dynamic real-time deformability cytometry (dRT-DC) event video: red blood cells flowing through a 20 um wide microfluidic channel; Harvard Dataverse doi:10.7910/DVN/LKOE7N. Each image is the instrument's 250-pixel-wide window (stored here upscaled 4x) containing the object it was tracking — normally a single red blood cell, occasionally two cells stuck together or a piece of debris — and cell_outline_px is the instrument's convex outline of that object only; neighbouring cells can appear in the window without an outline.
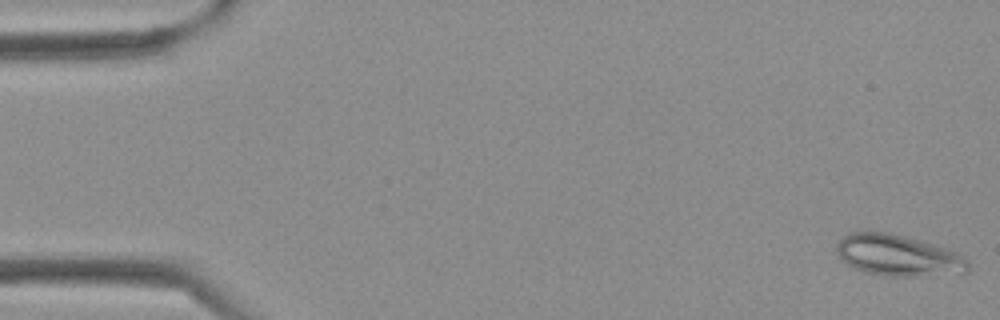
{"species": "Egyptian fruit bat (a non-hibernating species)", "species_latin": "Rousettus aegyptiacus", "temperature_condition": "cold", "stored_images_in_passage": 39, "camera_frame_rate_fps": 3000, "um_per_image_px": 0.085, "frame": {"image": 1, "passage_image": 1, "time_ms": 0.0, "image_size_px": [1000, 320], "cell_outline_px": [[968, 272], [964, 276], [888, 276], [868, 272], [852, 268], [840, 256], [836, 248], [836, 244], [848, 232], [888, 232], [920, 240], [948, 248], [960, 252], [968, 260]], "centroid_in_image_um": [76.47, 21.73], "position_along_channel_um": 8.5, "area_um2": 32.19}}
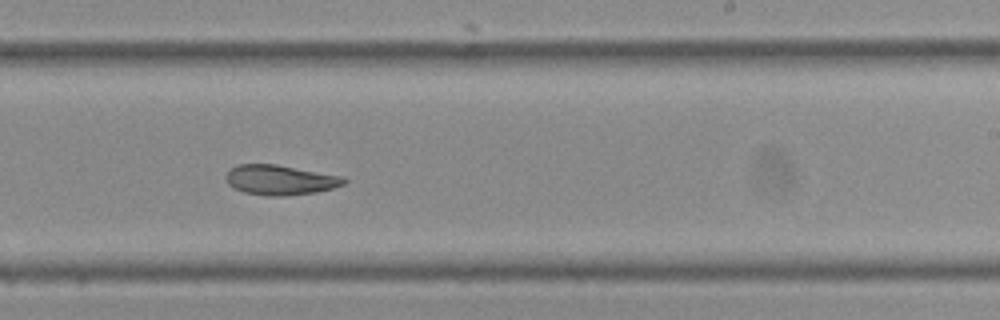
{"frame": {"image": 2, "passage_image": 24, "time_ms": 7.667, "image_size_px": [1000, 320], "cell_outline_px": [[348, 180], [344, 184], [332, 188], [316, 192], [284, 196], [268, 196], [244, 192], [228, 184], [224, 176], [236, 164], [276, 164], [344, 176]], "centroid_in_image_um": [23.83, 15.29], "position_along_channel_um": 265.2, "area_um2": 20.63}}
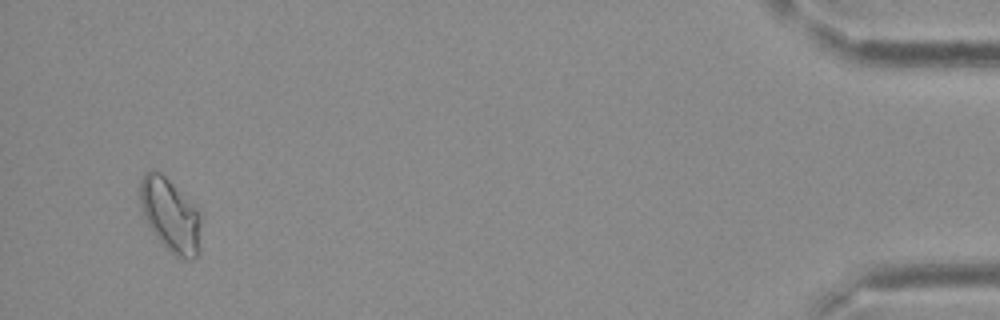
{"frame": {"image": 3, "passage_image": 38, "time_ms": 12.333, "image_size_px": [1000, 320], "cell_outline_px": [[200, 256], [188, 260], [176, 256], [168, 252], [152, 232], [144, 216], [140, 204], [140, 180], [144, 172], [152, 168], [160, 172], [200, 212]], "centroid_in_image_um": [14.47, 18.33], "position_along_channel_um": 420.7, "area_um2": 26.18}}